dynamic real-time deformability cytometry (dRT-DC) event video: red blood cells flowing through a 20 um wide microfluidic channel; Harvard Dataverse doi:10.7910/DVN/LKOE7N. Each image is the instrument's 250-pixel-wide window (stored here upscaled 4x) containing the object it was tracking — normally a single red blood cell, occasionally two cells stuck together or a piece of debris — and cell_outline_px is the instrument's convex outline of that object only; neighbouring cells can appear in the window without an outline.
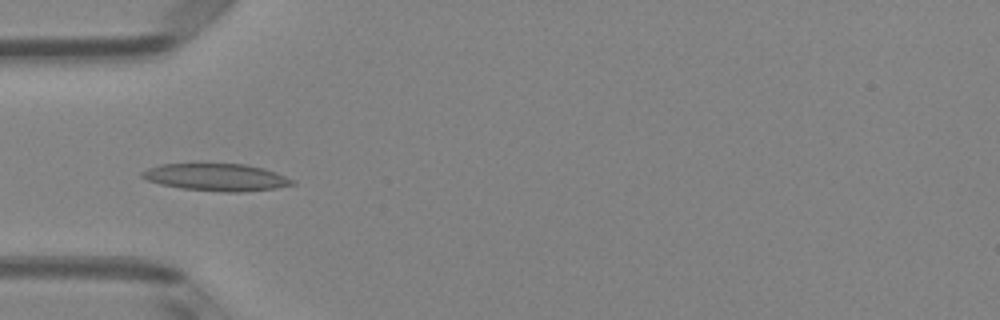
{"species": "Egyptian fruit bat (a non-hibernating species)", "species_latin": "Rousettus aegyptiacus", "temperature_condition": "room temperature", "stored_images_in_passage": 4, "camera_frame_rate_fps": 3000, "um_per_image_px": 0.085, "animal": {"sex": "female"}, "frame": {"image": 1, "passage_image": 3, "time_ms": 0.667, "image_size_px": [1000, 320], "cell_outline_px": [[296, 184], [276, 188], [240, 192], [224, 192], [180, 188], [160, 184], [148, 180], [140, 176], [140, 172], [148, 168], [160, 164], [200, 160], [244, 164], [264, 168], [276, 172], [296, 180]], "centroid_in_image_um": [18.35, 15.01], "position_along_channel_um": 66.6, "area_um2": 25.14}}
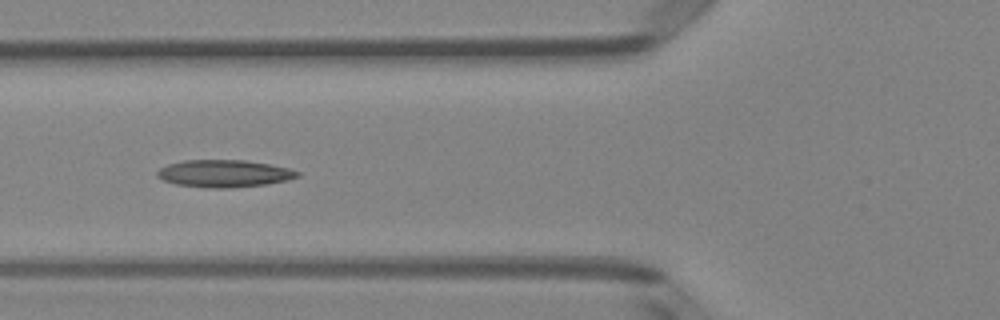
{"frame": {"image": 2, "passage_image": 4, "time_ms": 1.0, "image_size_px": [1000, 320], "cell_outline_px": [[300, 176], [288, 180], [268, 184], [228, 188], [204, 188], [176, 184], [164, 180], [156, 176], [156, 172], [160, 168], [168, 164], [184, 160], [244, 160], [268, 164], [288, 168], [300, 172]], "centroid_in_image_um": [19.05, 14.75], "position_along_channel_um": 106.8, "area_um2": 22.37}}